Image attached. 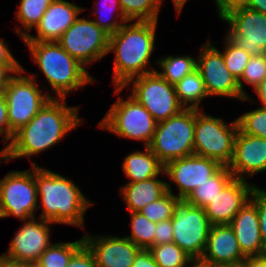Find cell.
<instances>
[{"label": "cell", "instance_id": "obj_32", "mask_svg": "<svg viewBox=\"0 0 266 267\" xmlns=\"http://www.w3.org/2000/svg\"><path fill=\"white\" fill-rule=\"evenodd\" d=\"M148 251L160 267H185L192 259L175 243L153 245Z\"/></svg>", "mask_w": 266, "mask_h": 267}, {"label": "cell", "instance_id": "obj_8", "mask_svg": "<svg viewBox=\"0 0 266 267\" xmlns=\"http://www.w3.org/2000/svg\"><path fill=\"white\" fill-rule=\"evenodd\" d=\"M24 68L12 74L4 88L8 107V119L11 130L15 133L41 110L53 96L49 91L43 93L36 81V74L23 76ZM17 75V76H16Z\"/></svg>", "mask_w": 266, "mask_h": 267}, {"label": "cell", "instance_id": "obj_16", "mask_svg": "<svg viewBox=\"0 0 266 267\" xmlns=\"http://www.w3.org/2000/svg\"><path fill=\"white\" fill-rule=\"evenodd\" d=\"M53 223L39 218H31L25 221L10 241L6 253L0 257L17 262L36 263L40 255L52 244L50 241V226Z\"/></svg>", "mask_w": 266, "mask_h": 267}, {"label": "cell", "instance_id": "obj_48", "mask_svg": "<svg viewBox=\"0 0 266 267\" xmlns=\"http://www.w3.org/2000/svg\"><path fill=\"white\" fill-rule=\"evenodd\" d=\"M11 75L12 73L7 68L0 66V93L4 91Z\"/></svg>", "mask_w": 266, "mask_h": 267}, {"label": "cell", "instance_id": "obj_29", "mask_svg": "<svg viewBox=\"0 0 266 267\" xmlns=\"http://www.w3.org/2000/svg\"><path fill=\"white\" fill-rule=\"evenodd\" d=\"M84 245L83 237L73 242L52 243L36 262L38 267H67L71 257Z\"/></svg>", "mask_w": 266, "mask_h": 267}, {"label": "cell", "instance_id": "obj_24", "mask_svg": "<svg viewBox=\"0 0 266 267\" xmlns=\"http://www.w3.org/2000/svg\"><path fill=\"white\" fill-rule=\"evenodd\" d=\"M145 152L134 151L124 159L123 172L130 181L128 183L140 182L152 177H159L164 172V165L148 146Z\"/></svg>", "mask_w": 266, "mask_h": 267}, {"label": "cell", "instance_id": "obj_5", "mask_svg": "<svg viewBox=\"0 0 266 267\" xmlns=\"http://www.w3.org/2000/svg\"><path fill=\"white\" fill-rule=\"evenodd\" d=\"M195 109L184 108L173 117L156 124L148 146L165 166L178 158L193 155Z\"/></svg>", "mask_w": 266, "mask_h": 267}, {"label": "cell", "instance_id": "obj_33", "mask_svg": "<svg viewBox=\"0 0 266 267\" xmlns=\"http://www.w3.org/2000/svg\"><path fill=\"white\" fill-rule=\"evenodd\" d=\"M100 8H95V12L93 11V14L97 15L95 20V24L103 29L105 32H107L109 35L114 34L116 31H118L119 28H121L125 23L130 22L123 14V11L121 9L119 0H104L101 3ZM103 11V12H102ZM112 12H116V17H113V20L108 21L110 15H112ZM118 12V13H117ZM101 13H107L102 16ZM120 17V19H118ZM111 18V17H110Z\"/></svg>", "mask_w": 266, "mask_h": 267}, {"label": "cell", "instance_id": "obj_44", "mask_svg": "<svg viewBox=\"0 0 266 267\" xmlns=\"http://www.w3.org/2000/svg\"><path fill=\"white\" fill-rule=\"evenodd\" d=\"M244 267H266V254L260 256H248L243 261Z\"/></svg>", "mask_w": 266, "mask_h": 267}, {"label": "cell", "instance_id": "obj_27", "mask_svg": "<svg viewBox=\"0 0 266 267\" xmlns=\"http://www.w3.org/2000/svg\"><path fill=\"white\" fill-rule=\"evenodd\" d=\"M54 0H20L18 11L16 12L17 20L23 24L24 29L16 27L15 32L23 40L28 36V32L35 29L39 24L45 11Z\"/></svg>", "mask_w": 266, "mask_h": 267}, {"label": "cell", "instance_id": "obj_37", "mask_svg": "<svg viewBox=\"0 0 266 267\" xmlns=\"http://www.w3.org/2000/svg\"><path fill=\"white\" fill-rule=\"evenodd\" d=\"M236 120L240 132L266 138V109L263 107L245 112Z\"/></svg>", "mask_w": 266, "mask_h": 267}, {"label": "cell", "instance_id": "obj_51", "mask_svg": "<svg viewBox=\"0 0 266 267\" xmlns=\"http://www.w3.org/2000/svg\"><path fill=\"white\" fill-rule=\"evenodd\" d=\"M172 1H173L174 6H175L176 14L178 16V14L180 15L182 8L184 7L185 3L188 0H172Z\"/></svg>", "mask_w": 266, "mask_h": 267}, {"label": "cell", "instance_id": "obj_23", "mask_svg": "<svg viewBox=\"0 0 266 267\" xmlns=\"http://www.w3.org/2000/svg\"><path fill=\"white\" fill-rule=\"evenodd\" d=\"M152 177L121 186L120 193L129 212H139L147 204L156 201L167 192V182Z\"/></svg>", "mask_w": 266, "mask_h": 267}, {"label": "cell", "instance_id": "obj_47", "mask_svg": "<svg viewBox=\"0 0 266 267\" xmlns=\"http://www.w3.org/2000/svg\"><path fill=\"white\" fill-rule=\"evenodd\" d=\"M254 90L261 102L260 107L266 109V78Z\"/></svg>", "mask_w": 266, "mask_h": 267}, {"label": "cell", "instance_id": "obj_12", "mask_svg": "<svg viewBox=\"0 0 266 267\" xmlns=\"http://www.w3.org/2000/svg\"><path fill=\"white\" fill-rule=\"evenodd\" d=\"M38 203L35 165L31 170L9 171L0 181V219L15 216L19 221L35 217Z\"/></svg>", "mask_w": 266, "mask_h": 267}, {"label": "cell", "instance_id": "obj_4", "mask_svg": "<svg viewBox=\"0 0 266 267\" xmlns=\"http://www.w3.org/2000/svg\"><path fill=\"white\" fill-rule=\"evenodd\" d=\"M33 62L44 74L55 98H65L80 87L95 83L87 69L65 51L57 41H24Z\"/></svg>", "mask_w": 266, "mask_h": 267}, {"label": "cell", "instance_id": "obj_46", "mask_svg": "<svg viewBox=\"0 0 266 267\" xmlns=\"http://www.w3.org/2000/svg\"><path fill=\"white\" fill-rule=\"evenodd\" d=\"M0 267H36L33 262H17L0 257Z\"/></svg>", "mask_w": 266, "mask_h": 267}, {"label": "cell", "instance_id": "obj_15", "mask_svg": "<svg viewBox=\"0 0 266 267\" xmlns=\"http://www.w3.org/2000/svg\"><path fill=\"white\" fill-rule=\"evenodd\" d=\"M223 165L211 158L190 155L168 162L163 175L177 185V198H187L199 185L215 175Z\"/></svg>", "mask_w": 266, "mask_h": 267}, {"label": "cell", "instance_id": "obj_26", "mask_svg": "<svg viewBox=\"0 0 266 267\" xmlns=\"http://www.w3.org/2000/svg\"><path fill=\"white\" fill-rule=\"evenodd\" d=\"M233 178L227 166H223L206 182L196 187L186 198L194 206L204 208L213 200L225 185Z\"/></svg>", "mask_w": 266, "mask_h": 267}, {"label": "cell", "instance_id": "obj_30", "mask_svg": "<svg viewBox=\"0 0 266 267\" xmlns=\"http://www.w3.org/2000/svg\"><path fill=\"white\" fill-rule=\"evenodd\" d=\"M124 16L129 21H158L161 0H119Z\"/></svg>", "mask_w": 266, "mask_h": 267}, {"label": "cell", "instance_id": "obj_13", "mask_svg": "<svg viewBox=\"0 0 266 267\" xmlns=\"http://www.w3.org/2000/svg\"><path fill=\"white\" fill-rule=\"evenodd\" d=\"M109 37L93 20L78 17L57 42L87 68L108 54Z\"/></svg>", "mask_w": 266, "mask_h": 267}, {"label": "cell", "instance_id": "obj_17", "mask_svg": "<svg viewBox=\"0 0 266 267\" xmlns=\"http://www.w3.org/2000/svg\"><path fill=\"white\" fill-rule=\"evenodd\" d=\"M256 185L233 177L220 193L204 207L211 225L230 224L234 216L250 199Z\"/></svg>", "mask_w": 266, "mask_h": 267}, {"label": "cell", "instance_id": "obj_9", "mask_svg": "<svg viewBox=\"0 0 266 267\" xmlns=\"http://www.w3.org/2000/svg\"><path fill=\"white\" fill-rule=\"evenodd\" d=\"M130 84L131 95L144 106L157 123L173 117L184 109L178 101L175 85L170 84L156 71L135 77L124 87H115L114 94L119 95Z\"/></svg>", "mask_w": 266, "mask_h": 267}, {"label": "cell", "instance_id": "obj_40", "mask_svg": "<svg viewBox=\"0 0 266 267\" xmlns=\"http://www.w3.org/2000/svg\"><path fill=\"white\" fill-rule=\"evenodd\" d=\"M153 245L173 243L172 220L160 221L156 223Z\"/></svg>", "mask_w": 266, "mask_h": 267}, {"label": "cell", "instance_id": "obj_21", "mask_svg": "<svg viewBox=\"0 0 266 267\" xmlns=\"http://www.w3.org/2000/svg\"><path fill=\"white\" fill-rule=\"evenodd\" d=\"M203 260L216 266L242 264L246 256L242 253L233 228L229 224L211 225Z\"/></svg>", "mask_w": 266, "mask_h": 267}, {"label": "cell", "instance_id": "obj_28", "mask_svg": "<svg viewBox=\"0 0 266 267\" xmlns=\"http://www.w3.org/2000/svg\"><path fill=\"white\" fill-rule=\"evenodd\" d=\"M161 72H156L170 84H177L184 76L192 73L197 68V59L191 55H178L161 57L156 63Z\"/></svg>", "mask_w": 266, "mask_h": 267}, {"label": "cell", "instance_id": "obj_50", "mask_svg": "<svg viewBox=\"0 0 266 267\" xmlns=\"http://www.w3.org/2000/svg\"><path fill=\"white\" fill-rule=\"evenodd\" d=\"M242 1L243 0H215L214 3H216L217 11L219 14L226 7L233 4L242 3Z\"/></svg>", "mask_w": 266, "mask_h": 267}, {"label": "cell", "instance_id": "obj_2", "mask_svg": "<svg viewBox=\"0 0 266 267\" xmlns=\"http://www.w3.org/2000/svg\"><path fill=\"white\" fill-rule=\"evenodd\" d=\"M157 24L158 21H130L110 35L108 53H115V87H124L131 79L156 71L150 57L155 48Z\"/></svg>", "mask_w": 266, "mask_h": 267}, {"label": "cell", "instance_id": "obj_19", "mask_svg": "<svg viewBox=\"0 0 266 267\" xmlns=\"http://www.w3.org/2000/svg\"><path fill=\"white\" fill-rule=\"evenodd\" d=\"M233 177L247 180V176L266 170V138L244 134L238 131L233 157L227 166Z\"/></svg>", "mask_w": 266, "mask_h": 267}, {"label": "cell", "instance_id": "obj_22", "mask_svg": "<svg viewBox=\"0 0 266 267\" xmlns=\"http://www.w3.org/2000/svg\"><path fill=\"white\" fill-rule=\"evenodd\" d=\"M229 225L233 228L239 247L246 257L266 254L260 234L257 207L250 199Z\"/></svg>", "mask_w": 266, "mask_h": 267}, {"label": "cell", "instance_id": "obj_14", "mask_svg": "<svg viewBox=\"0 0 266 267\" xmlns=\"http://www.w3.org/2000/svg\"><path fill=\"white\" fill-rule=\"evenodd\" d=\"M210 42L202 44L196 68L204 81L208 97L222 96L236 98L243 102H255L241 93L238 80L225 66L223 53Z\"/></svg>", "mask_w": 266, "mask_h": 267}, {"label": "cell", "instance_id": "obj_38", "mask_svg": "<svg viewBox=\"0 0 266 267\" xmlns=\"http://www.w3.org/2000/svg\"><path fill=\"white\" fill-rule=\"evenodd\" d=\"M250 200L256 205L259 219V228L264 247L266 248V190L255 186Z\"/></svg>", "mask_w": 266, "mask_h": 267}, {"label": "cell", "instance_id": "obj_52", "mask_svg": "<svg viewBox=\"0 0 266 267\" xmlns=\"http://www.w3.org/2000/svg\"><path fill=\"white\" fill-rule=\"evenodd\" d=\"M222 267H244L243 263L238 265L222 266Z\"/></svg>", "mask_w": 266, "mask_h": 267}, {"label": "cell", "instance_id": "obj_7", "mask_svg": "<svg viewBox=\"0 0 266 267\" xmlns=\"http://www.w3.org/2000/svg\"><path fill=\"white\" fill-rule=\"evenodd\" d=\"M157 122L136 98L129 94L124 100L121 96L113 103L98 127L121 138L143 141L149 146Z\"/></svg>", "mask_w": 266, "mask_h": 267}, {"label": "cell", "instance_id": "obj_39", "mask_svg": "<svg viewBox=\"0 0 266 267\" xmlns=\"http://www.w3.org/2000/svg\"><path fill=\"white\" fill-rule=\"evenodd\" d=\"M14 132L10 128L8 119V107L6 98L3 92L0 93V137L3 136V142L5 144L9 140H13Z\"/></svg>", "mask_w": 266, "mask_h": 267}, {"label": "cell", "instance_id": "obj_1", "mask_svg": "<svg viewBox=\"0 0 266 267\" xmlns=\"http://www.w3.org/2000/svg\"><path fill=\"white\" fill-rule=\"evenodd\" d=\"M65 100L51 98L28 124L16 131L13 140L0 150V163L27 157L32 165H37L31 160L34 155L52 148L81 125L79 107H68Z\"/></svg>", "mask_w": 266, "mask_h": 267}, {"label": "cell", "instance_id": "obj_6", "mask_svg": "<svg viewBox=\"0 0 266 267\" xmlns=\"http://www.w3.org/2000/svg\"><path fill=\"white\" fill-rule=\"evenodd\" d=\"M237 120L231 124L195 109L194 155L211 158L228 166L233 157Z\"/></svg>", "mask_w": 266, "mask_h": 267}, {"label": "cell", "instance_id": "obj_41", "mask_svg": "<svg viewBox=\"0 0 266 267\" xmlns=\"http://www.w3.org/2000/svg\"><path fill=\"white\" fill-rule=\"evenodd\" d=\"M67 267H97L93 253L84 244L70 259Z\"/></svg>", "mask_w": 266, "mask_h": 267}, {"label": "cell", "instance_id": "obj_45", "mask_svg": "<svg viewBox=\"0 0 266 267\" xmlns=\"http://www.w3.org/2000/svg\"><path fill=\"white\" fill-rule=\"evenodd\" d=\"M242 4L266 15V0H243Z\"/></svg>", "mask_w": 266, "mask_h": 267}, {"label": "cell", "instance_id": "obj_31", "mask_svg": "<svg viewBox=\"0 0 266 267\" xmlns=\"http://www.w3.org/2000/svg\"><path fill=\"white\" fill-rule=\"evenodd\" d=\"M131 235L125 236L140 249L148 250L153 246L156 223L148 220L140 211L129 213Z\"/></svg>", "mask_w": 266, "mask_h": 267}, {"label": "cell", "instance_id": "obj_11", "mask_svg": "<svg viewBox=\"0 0 266 267\" xmlns=\"http://www.w3.org/2000/svg\"><path fill=\"white\" fill-rule=\"evenodd\" d=\"M229 24L226 36L251 57L266 53V15L242 3L226 7L218 14Z\"/></svg>", "mask_w": 266, "mask_h": 267}, {"label": "cell", "instance_id": "obj_49", "mask_svg": "<svg viewBox=\"0 0 266 267\" xmlns=\"http://www.w3.org/2000/svg\"><path fill=\"white\" fill-rule=\"evenodd\" d=\"M189 264L190 265H186L185 267H219L203 260L202 258H193L189 261Z\"/></svg>", "mask_w": 266, "mask_h": 267}, {"label": "cell", "instance_id": "obj_25", "mask_svg": "<svg viewBox=\"0 0 266 267\" xmlns=\"http://www.w3.org/2000/svg\"><path fill=\"white\" fill-rule=\"evenodd\" d=\"M175 89L178 101L184 108L200 110L202 100L208 97L204 81L197 69L175 84Z\"/></svg>", "mask_w": 266, "mask_h": 267}, {"label": "cell", "instance_id": "obj_18", "mask_svg": "<svg viewBox=\"0 0 266 267\" xmlns=\"http://www.w3.org/2000/svg\"><path fill=\"white\" fill-rule=\"evenodd\" d=\"M83 239L93 253L97 267H131L141 250L126 237L84 234Z\"/></svg>", "mask_w": 266, "mask_h": 267}, {"label": "cell", "instance_id": "obj_10", "mask_svg": "<svg viewBox=\"0 0 266 267\" xmlns=\"http://www.w3.org/2000/svg\"><path fill=\"white\" fill-rule=\"evenodd\" d=\"M173 243L187 255L201 258L204 254L211 228L204 208L194 206L185 198H178L172 213Z\"/></svg>", "mask_w": 266, "mask_h": 267}, {"label": "cell", "instance_id": "obj_43", "mask_svg": "<svg viewBox=\"0 0 266 267\" xmlns=\"http://www.w3.org/2000/svg\"><path fill=\"white\" fill-rule=\"evenodd\" d=\"M131 267H158L148 250L141 249L134 259Z\"/></svg>", "mask_w": 266, "mask_h": 267}, {"label": "cell", "instance_id": "obj_34", "mask_svg": "<svg viewBox=\"0 0 266 267\" xmlns=\"http://www.w3.org/2000/svg\"><path fill=\"white\" fill-rule=\"evenodd\" d=\"M171 185L167 182V192L140 210L148 220L158 223L172 218L173 206L178 198L173 194Z\"/></svg>", "mask_w": 266, "mask_h": 267}, {"label": "cell", "instance_id": "obj_42", "mask_svg": "<svg viewBox=\"0 0 266 267\" xmlns=\"http://www.w3.org/2000/svg\"><path fill=\"white\" fill-rule=\"evenodd\" d=\"M8 42H5L4 39L0 38V66L7 68L12 74L17 73L23 67L19 61L14 58L10 50L8 49Z\"/></svg>", "mask_w": 266, "mask_h": 267}, {"label": "cell", "instance_id": "obj_20", "mask_svg": "<svg viewBox=\"0 0 266 267\" xmlns=\"http://www.w3.org/2000/svg\"><path fill=\"white\" fill-rule=\"evenodd\" d=\"M84 10L85 8L75 3L66 0H54L34 29L37 35L28 34L23 41H58Z\"/></svg>", "mask_w": 266, "mask_h": 267}, {"label": "cell", "instance_id": "obj_36", "mask_svg": "<svg viewBox=\"0 0 266 267\" xmlns=\"http://www.w3.org/2000/svg\"><path fill=\"white\" fill-rule=\"evenodd\" d=\"M266 78V53L250 57L246 67L244 68L241 78L238 80L241 93L248 97L245 89L244 81L255 89Z\"/></svg>", "mask_w": 266, "mask_h": 267}, {"label": "cell", "instance_id": "obj_35", "mask_svg": "<svg viewBox=\"0 0 266 267\" xmlns=\"http://www.w3.org/2000/svg\"><path fill=\"white\" fill-rule=\"evenodd\" d=\"M222 53L226 68L239 80L251 56L243 48H239L227 36L225 37L224 52Z\"/></svg>", "mask_w": 266, "mask_h": 267}, {"label": "cell", "instance_id": "obj_3", "mask_svg": "<svg viewBox=\"0 0 266 267\" xmlns=\"http://www.w3.org/2000/svg\"><path fill=\"white\" fill-rule=\"evenodd\" d=\"M35 182L42 212L38 218L53 224H66L84 228V214L93 206L80 188L70 179L35 165Z\"/></svg>", "mask_w": 266, "mask_h": 267}]
</instances>
